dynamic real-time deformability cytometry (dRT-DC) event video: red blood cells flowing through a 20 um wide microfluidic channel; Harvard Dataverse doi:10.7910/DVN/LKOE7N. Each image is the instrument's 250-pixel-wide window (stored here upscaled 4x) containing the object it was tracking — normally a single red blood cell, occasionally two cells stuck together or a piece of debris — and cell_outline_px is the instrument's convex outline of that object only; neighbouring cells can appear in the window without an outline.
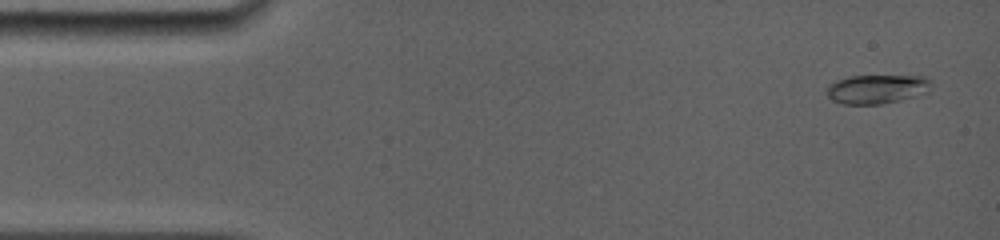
{"species": "common noctule bat (a hibernating species)", "species_latin": "Nyctalus noctula", "temperature_condition": "room temperature", "stored_images_in_passage": 15, "camera_frame_rate_fps": 5000, "um_per_image_px": 0.085, "animal": {"sex": "female", "body_mass_g": 19.0, "forearm_length_mm": 56.7}, "frame": {"image": 1, "passage_image": 1, "time_ms": 0.0, "image_size_px": [1000, 240], "cell_outline_px": [[932, 84], [928, 92], [900, 100], [880, 104], [844, 104], [832, 100], [828, 96], [828, 84], [836, 80], [848, 76], [924, 76], [932, 80]], "centroid_in_image_um": [74.55, 7.56], "position_along_channel_um": 10.4, "area_um2": 17.69}}
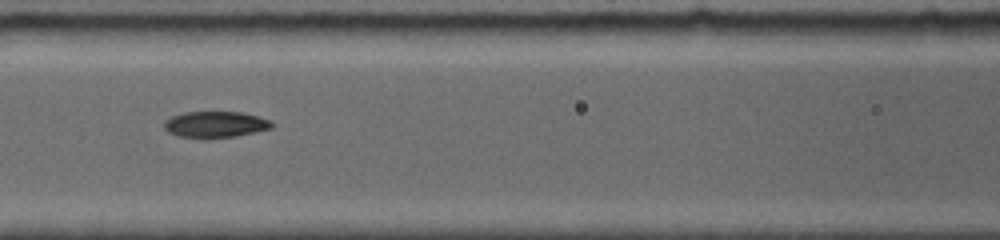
{"frame": {"image": 2, "passage_image": 9, "time_ms": 6.2, "image_size_px": [1000, 240], "cell_outline_px": [[272, 128], [256, 132], [236, 136], [176, 136], [168, 132], [164, 128], [164, 120], [172, 116], [184, 112], [240, 112], [260, 116], [272, 120]], "centroid_in_image_um": [18.33, 10.54], "position_along_channel_um": 148.3, "area_um2": 16.13}}
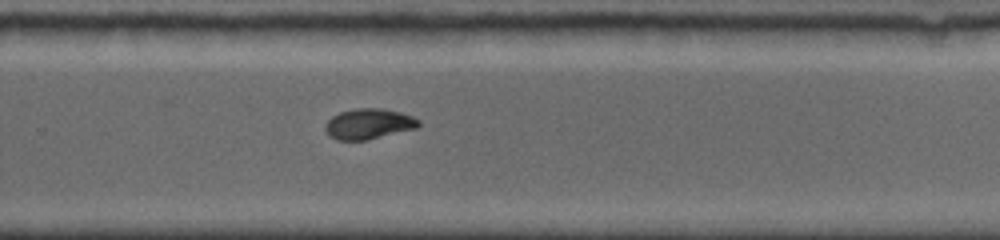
{"frame": {"image": 3, "passage_image": 15, "time_ms": 10.0, "image_size_px": [1000, 240], "cell_outline_px": [[420, 124], [416, 128], [368, 140], [336, 140], [328, 136], [324, 128], [328, 120], [332, 116], [340, 112], [356, 108], [384, 108], [400, 112], [412, 116], [420, 120]], "centroid_in_image_um": [31.33, 10.53], "position_along_channel_um": 298.5, "area_um2": 16.7}}